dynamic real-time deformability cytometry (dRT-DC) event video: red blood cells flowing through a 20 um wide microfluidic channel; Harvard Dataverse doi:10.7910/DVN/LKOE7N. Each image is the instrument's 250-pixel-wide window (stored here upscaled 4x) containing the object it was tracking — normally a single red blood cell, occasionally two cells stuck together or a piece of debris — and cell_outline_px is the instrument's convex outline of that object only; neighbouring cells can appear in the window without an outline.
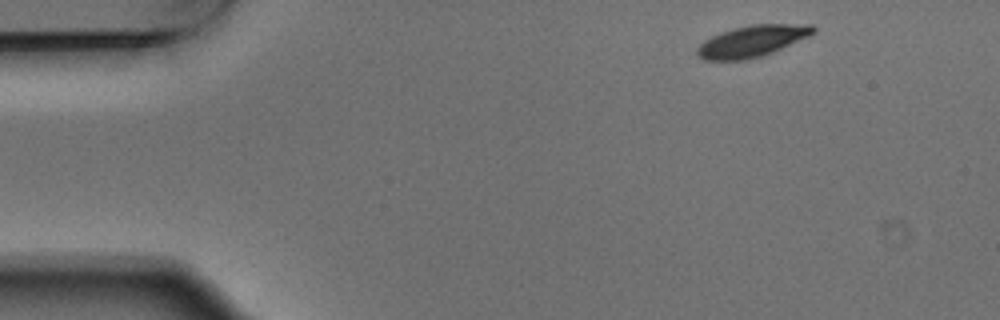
{"species": "Egyptian fruit bat (a non-hibernating species)", "species_latin": "Rousettus aegyptiacus", "temperature_condition": "warm", "stored_images_in_passage": 8, "camera_frame_rate_fps": 3000, "um_per_image_px": 0.085, "animal": {"sex": "male"}, "frame": {"image": 1, "passage_image": 1, "time_ms": 0.0, "image_size_px": [1000, 320], "cell_outline_px": [[816, 32], [808, 36], [772, 52], [760, 56], [744, 60], [704, 60], [696, 56], [696, 48], [704, 40], [712, 36], [732, 28], [752, 24], [812, 24], [816, 28]], "centroid_in_image_um": [63.9, 3.49], "position_along_channel_um": 21.1, "area_um2": 21.21}}
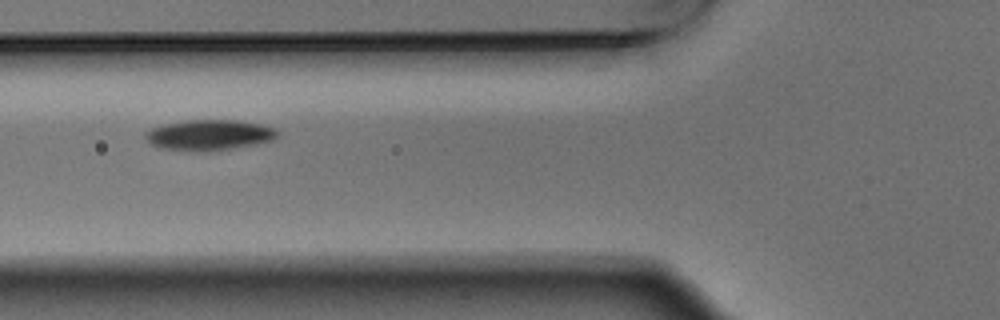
{"frame": {"image": 2, "passage_image": 5, "time_ms": 1.333, "image_size_px": [1000, 320], "cell_outline_px": [[280, 136], [272, 140], [232, 148], [160, 148], [152, 144], [144, 136], [152, 128], [164, 124], [188, 120], [240, 120], [260, 124], [272, 128], [280, 132]], "centroid_in_image_um": [17.85, 11.41], "position_along_channel_um": 108.0, "area_um2": 22.25}}
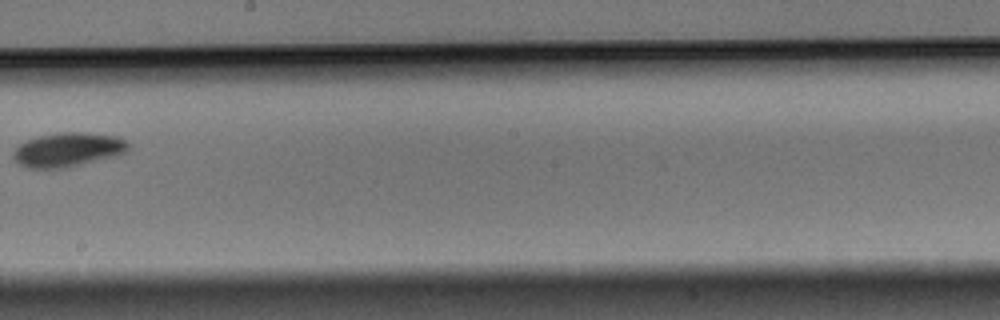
{"frame": {"image": 3, "passage_image": 8, "time_ms": 2.333, "image_size_px": [1000, 320], "cell_outline_px": [[128, 148], [124, 152], [116, 156], [64, 168], [28, 168], [20, 164], [12, 156], [12, 152], [20, 144], [28, 140], [40, 136], [60, 132], [84, 132], [116, 136], [124, 140], [128, 144]], "centroid_in_image_um": [5.76, 12.72], "position_along_channel_um": 242.4, "area_um2": 22.6}}